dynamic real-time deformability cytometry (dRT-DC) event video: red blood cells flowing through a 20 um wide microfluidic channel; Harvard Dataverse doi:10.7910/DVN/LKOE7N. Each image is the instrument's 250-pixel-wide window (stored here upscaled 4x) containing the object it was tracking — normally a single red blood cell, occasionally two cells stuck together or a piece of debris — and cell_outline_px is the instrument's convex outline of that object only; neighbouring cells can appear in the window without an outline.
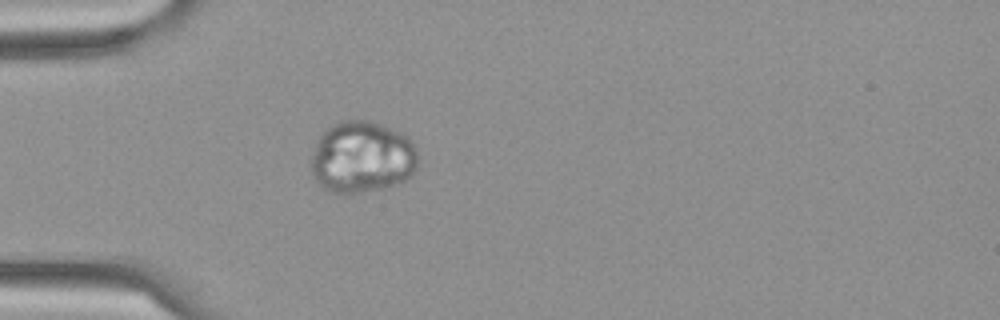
{"species": "Egyptian fruit bat (a non-hibernating species)", "species_latin": "Rousettus aegyptiacus", "temperature_condition": "cold", "stored_images_in_passage": 5, "camera_frame_rate_fps": 3000, "um_per_image_px": 0.085, "frame": {"image": 1, "passage_image": 5, "time_ms": 1.333, "image_size_px": [1000, 320], "cell_outline_px": [[416, 168], [404, 180], [396, 184], [352, 196], [332, 192], [324, 188], [316, 180], [312, 172], [312, 156], [316, 144], [320, 136], [332, 124], [344, 120], [368, 120], [380, 124], [408, 136], [412, 140], [416, 148]], "centroid_in_image_um": [30.77, 13.38], "position_along_channel_um": 54.2, "area_um2": 44.68}}